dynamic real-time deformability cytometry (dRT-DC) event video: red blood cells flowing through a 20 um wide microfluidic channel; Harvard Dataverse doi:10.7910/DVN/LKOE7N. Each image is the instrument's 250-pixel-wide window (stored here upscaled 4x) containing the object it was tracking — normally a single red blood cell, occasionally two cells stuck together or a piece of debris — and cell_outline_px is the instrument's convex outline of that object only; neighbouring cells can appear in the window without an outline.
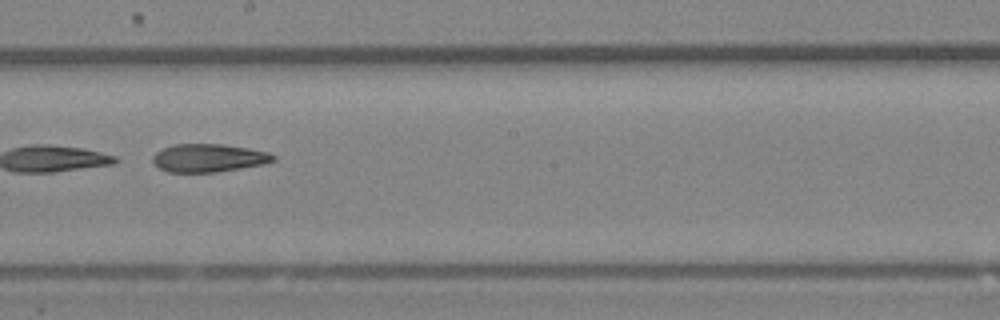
{"species": "Egyptian fruit bat (a non-hibernating species)", "species_latin": "Rousettus aegyptiacus", "temperature_condition": "room temperature", "stored_images_in_passage": 45, "camera_frame_rate_fps": 3000, "um_per_image_px": 0.085, "animal": {"sex": "female"}, "frame": {"image": 1, "passage_image": 26, "time_ms": 8.333, "image_size_px": [1000, 320], "cell_outline_px": [[276, 160], [264, 164], [216, 172], [168, 172], [160, 168], [152, 160], [152, 156], [156, 152], [164, 148], [176, 144], [224, 144], [248, 148], [268, 152], [276, 156]], "centroid_in_image_um": [17.76, 13.42], "position_along_channel_um": 230.4, "area_um2": 19.65}}